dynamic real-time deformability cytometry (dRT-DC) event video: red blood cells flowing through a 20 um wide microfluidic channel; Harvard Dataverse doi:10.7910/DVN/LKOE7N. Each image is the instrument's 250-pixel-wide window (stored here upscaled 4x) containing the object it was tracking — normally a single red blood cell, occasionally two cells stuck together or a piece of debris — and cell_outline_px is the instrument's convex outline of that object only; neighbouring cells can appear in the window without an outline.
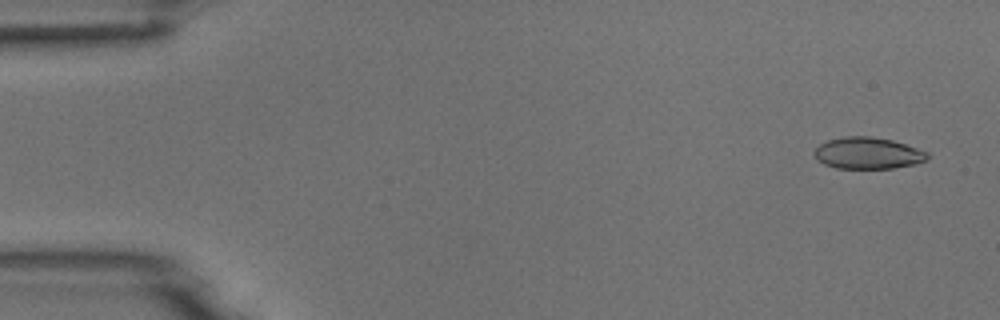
{"species": "common noctule bat (a hibernating species)", "species_latin": "Nyctalus noctula", "temperature_condition": "room temperature", "stored_images_in_passage": 5, "camera_frame_rate_fps": 3000, "um_per_image_px": 0.085, "animal": {"sex": "male", "body_mass_g": 18.8}, "frame": {"image": 1, "passage_image": 1, "time_ms": 0.0, "image_size_px": [1000, 320], "cell_outline_px": [[928, 160], [916, 164], [892, 168], [836, 168], [824, 164], [816, 160], [812, 152], [820, 144], [828, 140], [844, 136], [872, 136], [892, 140], [928, 152]], "centroid_in_image_um": [73.74, 13.02], "position_along_channel_um": 11.3, "area_um2": 20.92}}
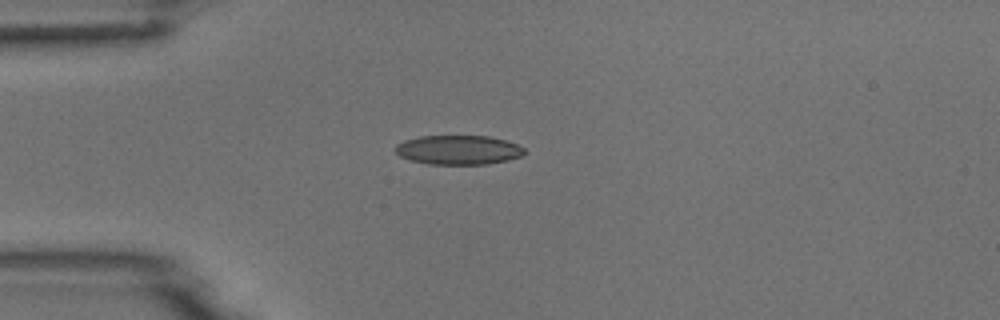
{"frame": {"image": 2, "passage_image": 4, "time_ms": 3.667, "image_size_px": [1000, 320], "cell_outline_px": [[528, 152], [520, 156], [508, 160], [488, 164], [428, 164], [408, 160], [400, 156], [396, 152], [396, 144], [404, 140], [420, 136], [488, 136], [504, 140], [516, 144], [524, 148]], "centroid_in_image_um": [38.95, 12.75], "position_along_channel_um": 46.0, "area_um2": 22.08}}